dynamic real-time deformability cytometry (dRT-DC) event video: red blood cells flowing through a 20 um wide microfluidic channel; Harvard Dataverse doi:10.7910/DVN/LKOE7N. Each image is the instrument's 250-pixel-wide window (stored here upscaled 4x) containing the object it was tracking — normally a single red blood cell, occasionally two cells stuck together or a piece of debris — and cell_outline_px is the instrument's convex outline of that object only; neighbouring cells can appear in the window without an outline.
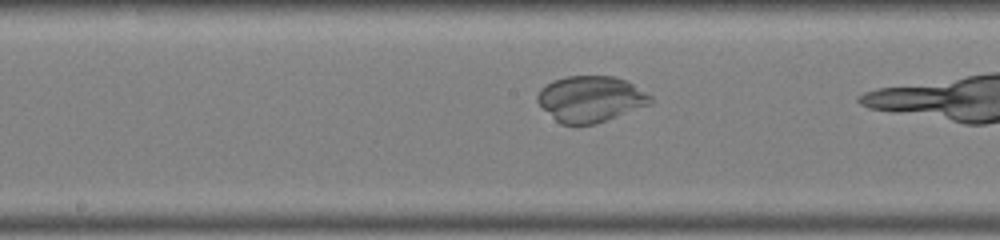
{"species": "common noctule bat (a hibernating species)", "species_latin": "Nyctalus noctula", "temperature_condition": "warm", "stored_images_in_passage": 14, "camera_frame_rate_fps": 3000, "um_per_image_px": 0.085, "animal": {"sex": "male", "body_mass_g": 19.0, "forearm_length_mm": 50.8}, "frame": {"image": 1, "passage_image": 10, "time_ms": 3.0, "image_size_px": [1000, 240], "cell_outline_px": [[652, 104], [596, 124], [560, 124], [536, 100], [536, 96], [540, 88], [552, 80], [568, 76], [616, 76], [632, 84], [652, 96]], "centroid_in_image_um": [50.2, 8.4], "position_along_channel_um": 198.0, "area_um2": 30.23}}
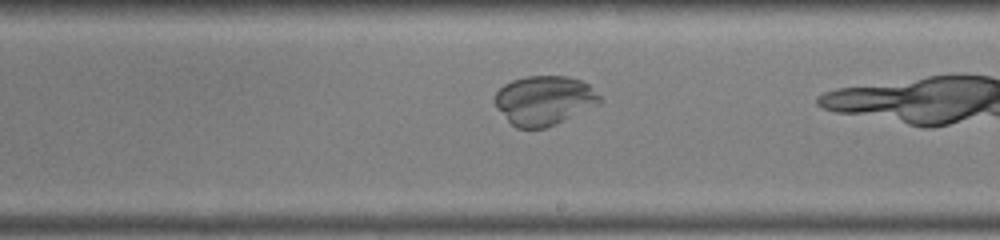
{"frame": {"image": 2, "passage_image": 13, "time_ms": 4.0, "image_size_px": [1000, 240], "cell_outline_px": [[600, 104], [556, 124], [544, 128], [516, 128], [496, 108], [492, 100], [496, 92], [504, 84], [512, 80], [524, 76], [568, 76], [584, 80], [600, 96]], "centroid_in_image_um": [46.24, 8.52], "position_along_channel_um": 242.8, "area_um2": 30.4}}